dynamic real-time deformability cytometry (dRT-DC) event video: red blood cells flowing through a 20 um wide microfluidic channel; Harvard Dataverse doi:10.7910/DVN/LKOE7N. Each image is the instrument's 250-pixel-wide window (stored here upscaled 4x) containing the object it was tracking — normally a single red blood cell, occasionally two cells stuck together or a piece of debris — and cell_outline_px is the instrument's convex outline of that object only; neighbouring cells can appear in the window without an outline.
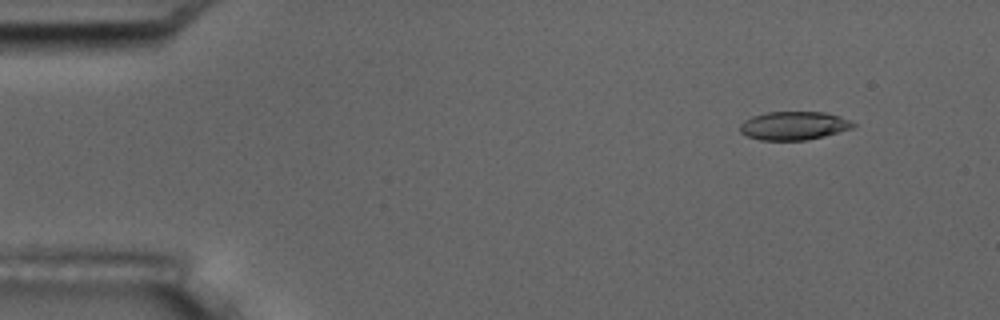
{"species": "common noctule bat (a hibernating species)", "species_latin": "Nyctalus noctula", "temperature_condition": "room temperature", "stored_images_in_passage": 5, "camera_frame_rate_fps": 3000, "um_per_image_px": 0.085, "animal": {"sex": "male", "body_mass_g": 17.5, "forearm_length_mm": 52.3}, "frame": {"image": 1, "passage_image": 2, "time_ms": 1.333, "image_size_px": [1000, 320], "cell_outline_px": [[856, 124], [852, 128], [824, 136], [804, 140], [760, 140], [748, 136], [740, 132], [740, 124], [744, 120], [752, 116], [768, 112], [824, 112], [840, 116]], "centroid_in_image_um": [67.45, 10.68], "position_along_channel_um": 17.5, "area_um2": 18.61}}
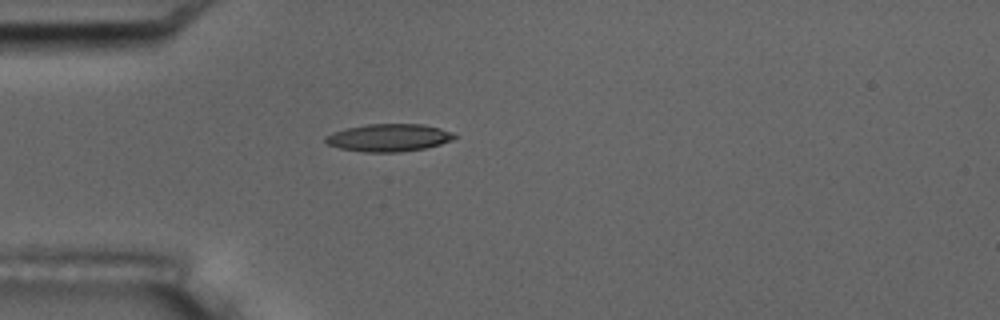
{"frame": {"image": 2, "passage_image": 5, "time_ms": 4.667, "image_size_px": [1000, 320], "cell_outline_px": [[460, 136], [452, 140], [440, 144], [424, 148], [400, 152], [364, 152], [340, 148], [328, 144], [324, 140], [324, 136], [332, 132], [348, 128], [368, 124], [424, 124], [440, 128], [452, 132]], "centroid_in_image_um": [33.07, 11.7], "position_along_channel_um": 51.9, "area_um2": 20.75}}